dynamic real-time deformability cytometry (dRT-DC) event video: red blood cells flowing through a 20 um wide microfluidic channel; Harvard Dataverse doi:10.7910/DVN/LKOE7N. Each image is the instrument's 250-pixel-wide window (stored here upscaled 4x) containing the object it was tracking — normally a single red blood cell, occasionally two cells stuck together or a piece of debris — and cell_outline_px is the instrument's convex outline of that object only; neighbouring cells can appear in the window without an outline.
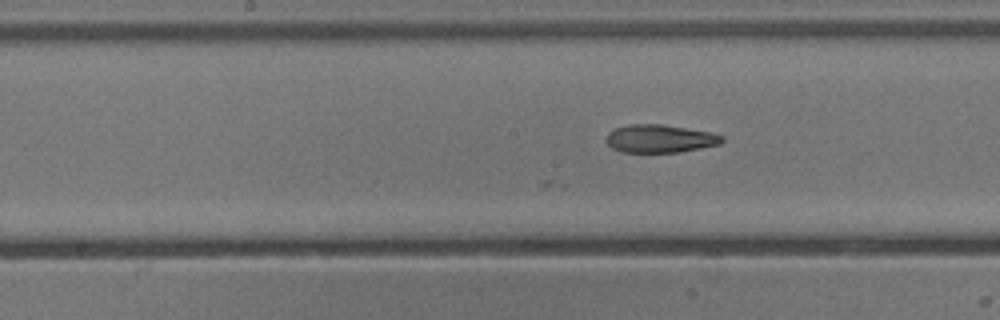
{"species": "common noctule bat (a hibernating species)", "species_latin": "Nyctalus noctula", "temperature_condition": "cold", "stored_images_in_passage": 39, "camera_frame_rate_fps": 3000, "um_per_image_px": 0.085, "animal": {"sex": "male", "body_mass_g": 13.3}, "frame": {"image": 1, "passage_image": 13, "time_ms": 4.0, "image_size_px": [1000, 320], "cell_outline_px": [[724, 140], [720, 144], [700, 148], [676, 152], [620, 152], [612, 148], [604, 140], [608, 132], [616, 128], [628, 124], [660, 124], [712, 132], [724, 136]], "centroid_in_image_um": [56.07, 11.78], "position_along_channel_um": 192.1, "area_um2": 18.96}}
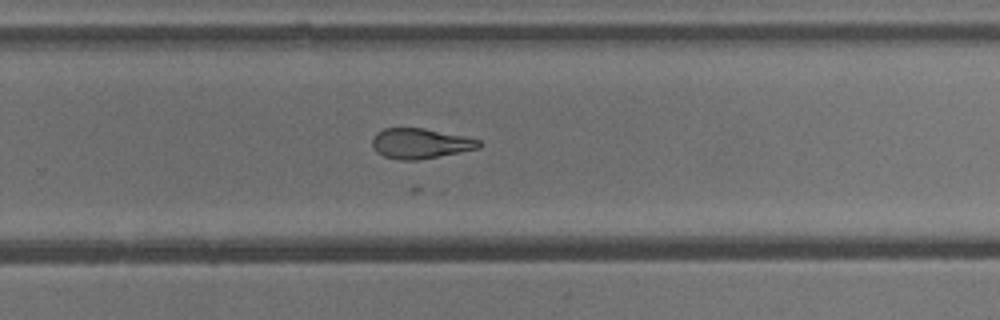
{"frame": {"image": 2, "passage_image": 21, "time_ms": 6.667, "image_size_px": [1000, 320], "cell_outline_px": [[484, 144], [480, 148], [460, 152], [416, 160], [400, 160], [384, 156], [376, 152], [372, 148], [372, 140], [376, 132], [384, 128], [424, 128], [464, 136], [480, 140]], "centroid_in_image_um": [35.72, 12.19], "position_along_channel_um": 294.1, "area_um2": 18.84}}
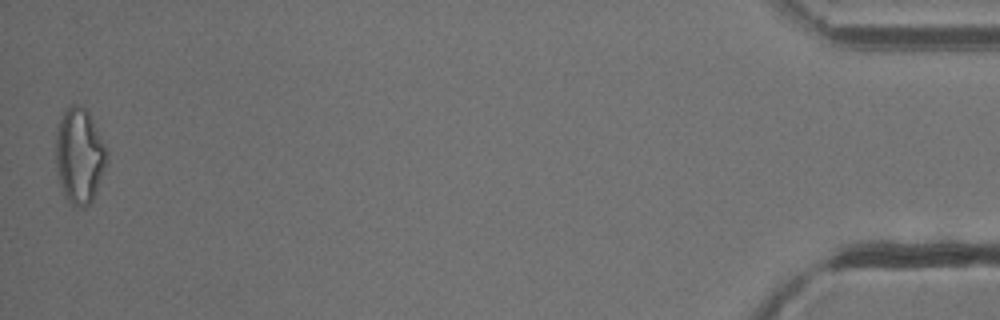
{"frame": {"image": 3, "passage_image": 39, "time_ms": 12.667, "image_size_px": [1000, 320], "cell_outline_px": [[108, 160], [96, 192], [92, 200], [84, 208], [76, 208], [64, 196], [60, 184], [56, 164], [56, 128], [64, 112], [72, 104], [76, 104], [88, 108], [108, 152]], "centroid_in_image_um": [6.76, 13.23], "position_along_channel_um": 428.4, "area_um2": 28.61}}